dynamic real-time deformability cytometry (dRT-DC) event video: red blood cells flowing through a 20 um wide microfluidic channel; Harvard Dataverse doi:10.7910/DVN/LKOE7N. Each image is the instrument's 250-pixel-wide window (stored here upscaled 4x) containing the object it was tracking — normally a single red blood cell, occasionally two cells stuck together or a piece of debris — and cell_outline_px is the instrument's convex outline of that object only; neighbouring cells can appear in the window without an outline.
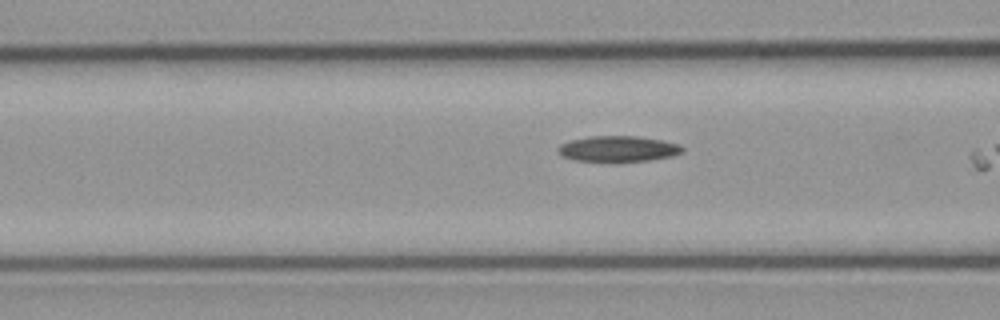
{"species": "common noctule bat (a hibernating species)", "species_latin": "Nyctalus noctula", "temperature_condition": "cold", "stored_images_in_passage": 21, "camera_frame_rate_fps": 3000, "um_per_image_px": 0.085, "animal": {"sex": "male", "body_mass_g": 23.1, "forearm_length_mm": 52.7}, "frame": {"image": 1, "passage_image": 20, "time_ms": 6.333, "image_size_px": [1000, 320], "cell_outline_px": [[684, 148], [680, 152], [672, 156], [648, 160], [572, 160], [564, 156], [556, 148], [560, 144], [572, 140], [592, 136], [636, 136], [660, 140], [680, 144]], "centroid_in_image_um": [52.54, 12.63], "position_along_channel_um": 114.1, "area_um2": 18.03}}